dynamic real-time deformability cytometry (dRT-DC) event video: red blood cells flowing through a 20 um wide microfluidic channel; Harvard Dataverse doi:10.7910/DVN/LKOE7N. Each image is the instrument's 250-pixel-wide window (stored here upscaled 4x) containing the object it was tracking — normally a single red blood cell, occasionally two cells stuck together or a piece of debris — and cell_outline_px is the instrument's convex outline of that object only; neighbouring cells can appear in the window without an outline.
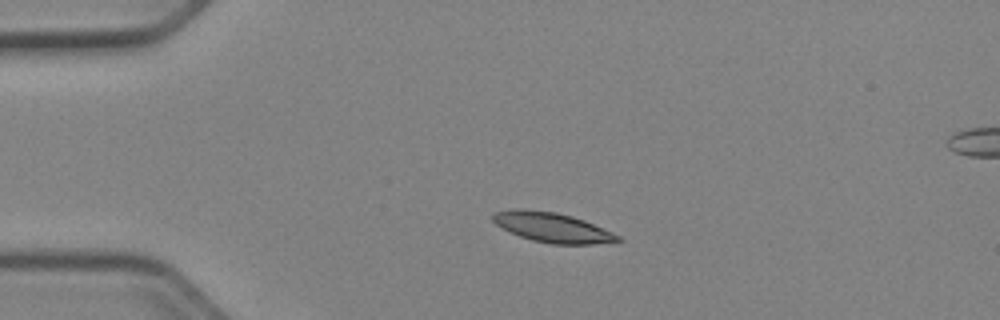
{"species": "Egyptian fruit bat (a non-hibernating species)", "species_latin": "Rousettus aegyptiacus", "temperature_condition": "cold", "stored_images_in_passage": 41, "camera_frame_rate_fps": 3000, "um_per_image_px": 0.085, "animal": {"sex": "female"}, "frame": {"image": 1, "passage_image": 1, "time_ms": 0.0, "image_size_px": [1000, 320], "cell_outline_px": [[624, 240], [592, 244], [552, 244], [532, 240], [520, 236], [496, 224], [492, 220], [492, 216], [496, 212], [512, 208], [520, 208], [556, 212], [572, 216], [584, 220], [612, 232], [620, 236]], "centroid_in_image_um": [46.95, 19.32], "position_along_channel_um": 38.1, "area_um2": 21.5}}
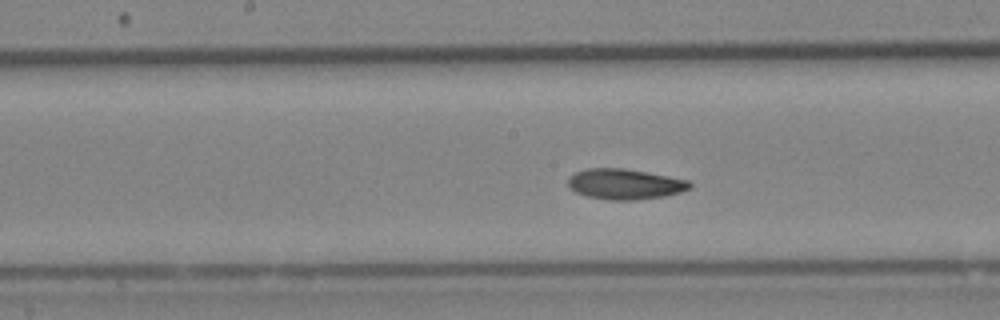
{"frame": {"image": 2, "passage_image": 16, "time_ms": 5.0, "image_size_px": [1000, 320], "cell_outline_px": [[692, 188], [680, 192], [664, 196], [636, 200], [608, 200], [588, 196], [576, 192], [568, 188], [568, 176], [576, 172], [588, 168], [624, 168], [668, 176], [688, 180], [692, 184]], "centroid_in_image_um": [53.1, 15.65], "position_along_channel_um": 195.1, "area_um2": 21.68}}
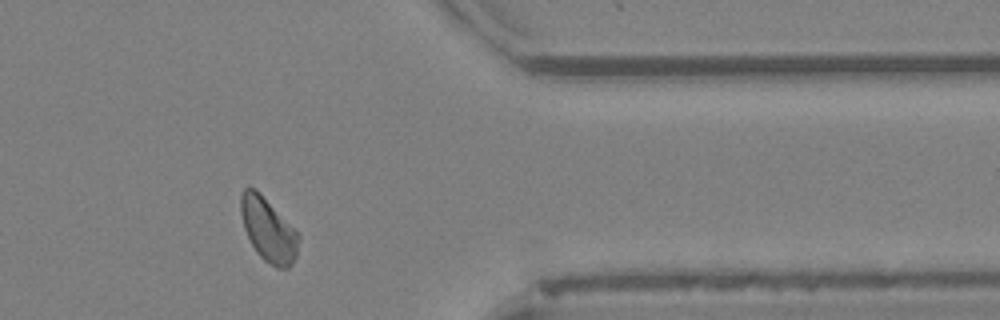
{"frame": {"image": 3, "passage_image": 32, "time_ms": 10.333, "image_size_px": [1000, 320], "cell_outline_px": [[300, 240], [296, 256], [292, 264], [288, 268], [276, 268], [264, 260], [256, 252], [244, 228], [240, 212], [240, 196], [244, 188], [256, 188], [296, 228], [300, 236]], "centroid_in_image_um": [22.83, 19.51], "position_along_channel_um": 388.6, "area_um2": 21.79}, "authors_computed_cell_mechanics": {"area_um2": 21.2126, "velocity_mm_per_s": 3.909, "shape_relaxation_time_tau1_ms": 5.4238, "shape_relaxation_time_tau2_ms": 3.4483, "deformation_change_tau1": 0.1189, "deformation_change_tau2": 0.0796}}